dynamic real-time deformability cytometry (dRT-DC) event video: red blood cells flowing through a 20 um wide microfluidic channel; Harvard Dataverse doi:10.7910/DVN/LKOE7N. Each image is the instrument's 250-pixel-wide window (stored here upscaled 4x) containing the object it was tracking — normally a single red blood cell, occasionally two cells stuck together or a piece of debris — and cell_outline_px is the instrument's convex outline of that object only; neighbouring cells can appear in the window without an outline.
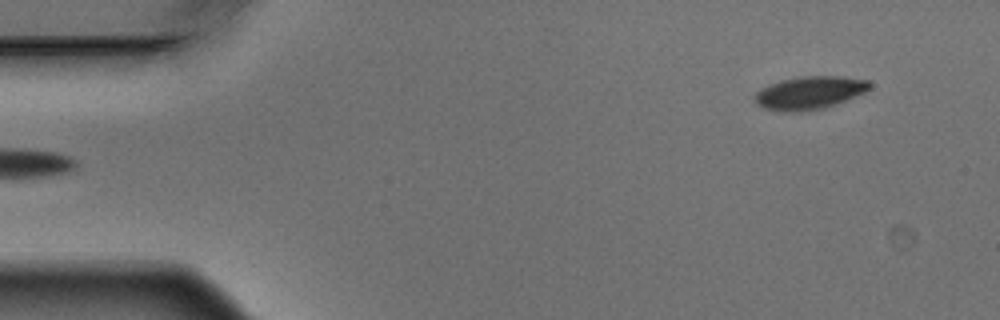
{"species": "Egyptian fruit bat (a non-hibernating species)", "species_latin": "Rousettus aegyptiacus", "temperature_condition": "warm", "stored_images_in_passage": 3, "segment_of_instrument_passage": [2, 2], "camera_frame_rate_fps": 3000, "um_per_image_px": 0.085, "animal": {"sex": "male"}, "frame": {"image": 1, "passage_image": 3, "time_ms": 0.667, "image_size_px": [1000, 320], "cell_outline_px": [[872, 88], [868, 92], [836, 104], [824, 108], [796, 112], [780, 112], [764, 108], [756, 104], [756, 92], [760, 88], [780, 80], [804, 76], [840, 76], [868, 80], [872, 84]], "centroid_in_image_um": [68.85, 7.89], "position_along_channel_um": 16.1, "area_um2": 22.31}}